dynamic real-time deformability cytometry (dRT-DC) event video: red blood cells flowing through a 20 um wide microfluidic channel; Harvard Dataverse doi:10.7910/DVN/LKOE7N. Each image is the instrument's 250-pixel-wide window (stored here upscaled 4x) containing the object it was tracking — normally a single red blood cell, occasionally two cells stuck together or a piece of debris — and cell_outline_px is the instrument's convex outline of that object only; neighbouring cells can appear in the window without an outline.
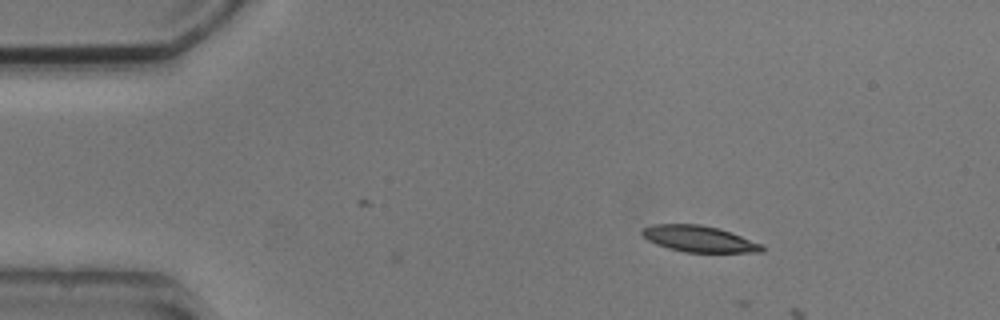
{"species": "common noctule bat (a hibernating species)", "species_latin": "Nyctalus noctula", "temperature_condition": "cold", "stored_images_in_passage": 4, "camera_frame_rate_fps": 3000, "um_per_image_px": 0.085, "animal": {"sex": "male", "body_mass_g": 20.5, "forearm_length_mm": 52.5}, "frame": {"image": 1, "passage_image": 1, "time_ms": 0.0, "image_size_px": [1000, 320], "cell_outline_px": [[764, 252], [684, 252], [668, 248], [656, 244], [648, 240], [640, 232], [640, 228], [652, 224], [700, 224], [720, 228], [764, 244]], "centroid_in_image_um": [59.42, 20.29], "position_along_channel_um": 25.6, "area_um2": 18.55}}